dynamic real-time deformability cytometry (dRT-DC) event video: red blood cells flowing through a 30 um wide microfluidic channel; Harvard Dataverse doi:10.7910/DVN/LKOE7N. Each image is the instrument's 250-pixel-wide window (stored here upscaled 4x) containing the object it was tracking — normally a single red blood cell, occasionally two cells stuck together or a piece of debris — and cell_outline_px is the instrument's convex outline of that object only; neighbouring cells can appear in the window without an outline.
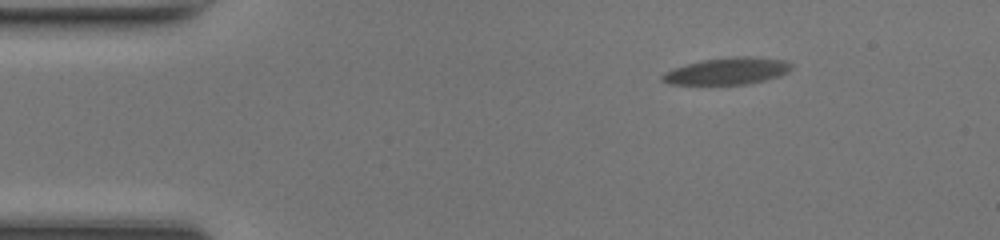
{"species": "common noctule bat (a hibernating species)", "species_latin": "Nyctalus noctula", "temperature_condition": "room temperature", "stored_images_in_passage": 44, "camera_frame_rate_fps": 3000, "um_per_image_px": 0.085, "animal": {"sex": "female", "body_mass_g": 17.0, "forearm_length_mm": 48.0}, "frame": {"image": 1, "passage_image": 1, "time_ms": 0.0, "image_size_px": [1000, 240], "cell_outline_px": [[792, 68], [788, 72], [764, 80], [744, 84], [672, 84], [660, 80], [660, 76], [664, 72], [688, 64], [704, 60], [736, 56], [748, 56], [784, 60], [792, 64]], "centroid_in_image_um": [61.82, 6.04], "position_along_channel_um": 23.2, "area_um2": 19.83}}
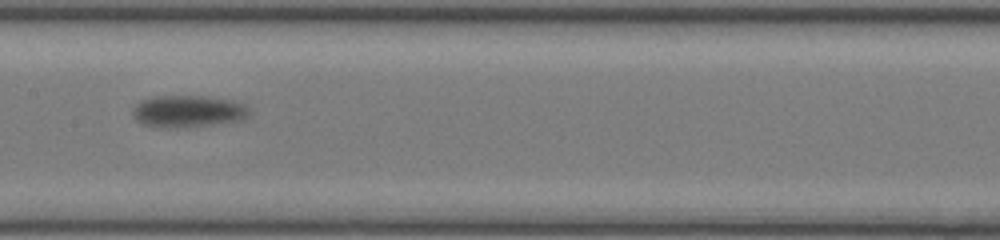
{"frame": {"image": 2, "passage_image": 19, "time_ms": 6.0, "image_size_px": [1000, 240], "cell_outline_px": [[248, 116], [240, 120], [188, 128], [156, 128], [144, 124], [136, 120], [132, 112], [132, 108], [136, 104], [144, 100], [156, 96], [204, 96], [232, 100], [244, 104], [248, 108]], "centroid_in_image_um": [15.96, 9.48], "position_along_channel_um": 191.4, "area_um2": 21.85}}
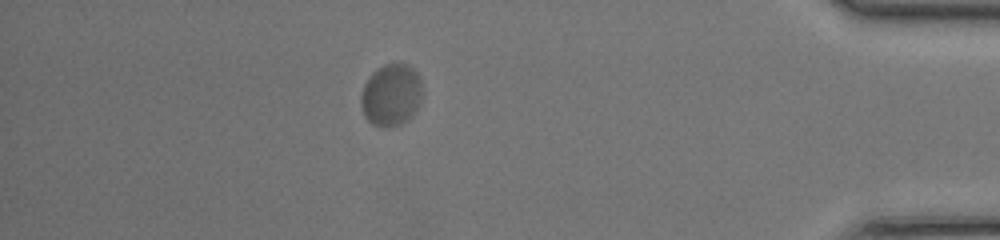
{"frame": {"image": 3, "passage_image": 38, "time_ms": 12.333, "image_size_px": [1000, 240], "cell_outline_px": [[420, 100], [412, 116], [400, 124], [384, 128], [380, 128], [372, 124], [364, 116], [360, 104], [360, 96], [364, 84], [368, 76], [376, 68], [384, 64], [404, 64], [412, 68], [416, 72], [420, 80]], "centroid_in_image_um": [33.19, 8.08], "position_along_channel_um": 402.0, "area_um2": 22.14}, "authors_computed_cell_mechanics": {"area_um2": 20.9814, "velocity_mm_per_s": 4.0921, "shape_relaxation_time_tau1_ms": 1.7395, "shape_relaxation_time_tau2_ms": null, "deformation_change_tau1": 0.0692, "deformation_change_tau2": null}}